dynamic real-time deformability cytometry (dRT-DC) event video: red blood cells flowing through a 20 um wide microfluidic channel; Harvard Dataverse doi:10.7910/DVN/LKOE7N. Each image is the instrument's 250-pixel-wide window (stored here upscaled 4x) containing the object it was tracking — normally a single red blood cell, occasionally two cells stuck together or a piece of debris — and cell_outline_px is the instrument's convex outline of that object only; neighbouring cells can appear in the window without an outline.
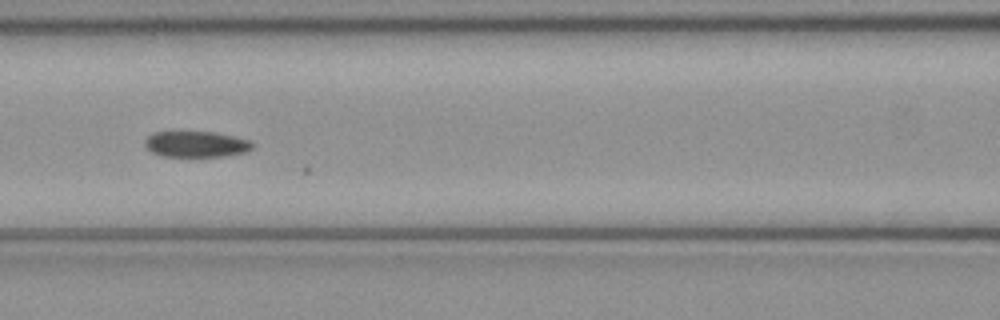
{"species": "common noctule bat (a hibernating species)", "species_latin": "Nyctalus noctula", "temperature_condition": "cold", "stored_images_in_passage": 25, "camera_frame_rate_fps": 3000, "um_per_image_px": 0.085, "animal": {"sex": "female", "body_mass_g": 21.9}, "frame": {"image": 1, "passage_image": 21, "time_ms": 6.667, "image_size_px": [1000, 320], "cell_outline_px": [[252, 148], [244, 152], [224, 156], [160, 156], [152, 152], [144, 144], [144, 140], [152, 132], [216, 132], [248, 140], [252, 144]], "centroid_in_image_um": [16.62, 12.25], "position_along_channel_um": 150.0, "area_um2": 16.07}}
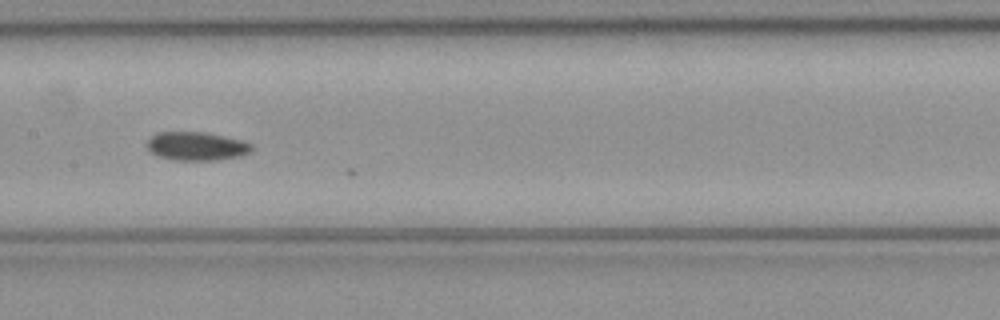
{"frame": {"image": 2, "passage_image": 24, "time_ms": 7.667, "image_size_px": [1000, 320], "cell_outline_px": [[252, 152], [240, 156], [216, 160], [176, 160], [156, 156], [144, 144], [156, 132], [204, 132], [244, 140], [252, 144]], "centroid_in_image_um": [16.71, 12.42], "position_along_channel_um": 190.7, "area_um2": 17.57}}